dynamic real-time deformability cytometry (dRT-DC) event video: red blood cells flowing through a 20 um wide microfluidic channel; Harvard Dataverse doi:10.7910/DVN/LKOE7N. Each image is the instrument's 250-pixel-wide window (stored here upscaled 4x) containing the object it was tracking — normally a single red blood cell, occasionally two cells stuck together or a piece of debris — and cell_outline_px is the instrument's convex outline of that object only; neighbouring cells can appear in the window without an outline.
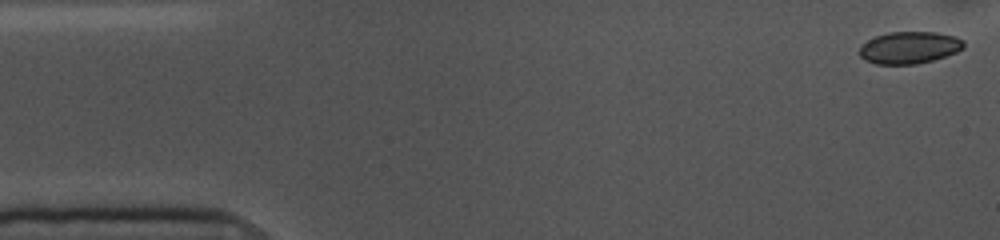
{"species": "common noctule bat (a hibernating species)", "species_latin": "Nyctalus noctula", "temperature_condition": "cold", "stored_images_in_passage": 54, "camera_frame_rate_fps": 3000, "um_per_image_px": 0.085, "animal": {"sex": "female", "body_mass_g": 10.0, "forearm_length_mm": 53.1}, "frame": {"image": 1, "passage_image": 1, "time_ms": 0.0, "image_size_px": [1000, 240], "cell_outline_px": [[964, 48], [956, 52], [932, 60], [916, 64], [876, 64], [864, 60], [860, 56], [860, 48], [868, 40], [876, 36], [888, 32], [936, 32], [956, 36], [964, 40]], "centroid_in_image_um": [77.31, 4.04], "position_along_channel_um": 7.7, "area_um2": 19.42}}
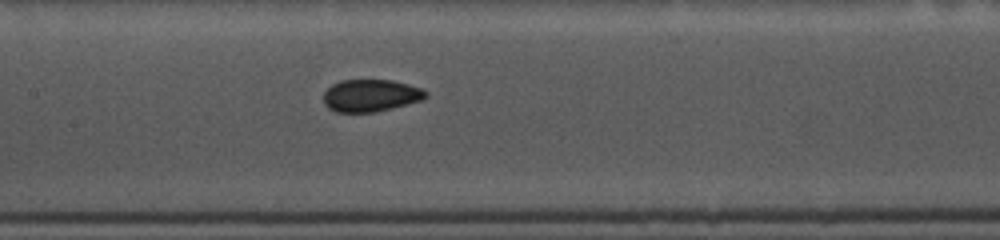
{"frame": {"image": 2, "passage_image": 24, "time_ms": 7.667, "image_size_px": [1000, 240], "cell_outline_px": [[428, 96], [424, 100], [376, 112], [336, 112], [328, 108], [324, 104], [324, 92], [332, 84], [340, 80], [392, 80], [424, 88], [428, 92]], "centroid_in_image_um": [31.55, 8.12], "position_along_channel_um": 175.9, "area_um2": 19.48}}
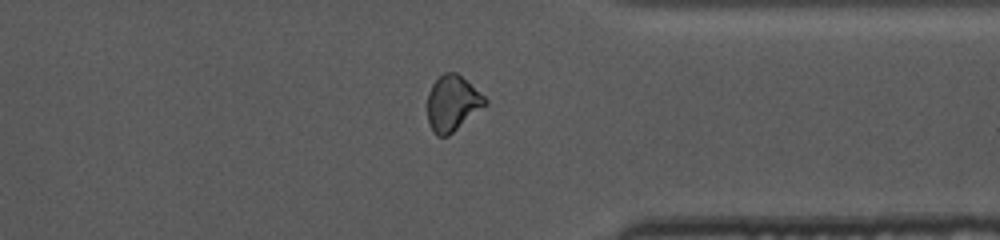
{"frame": {"image": 3, "passage_image": 41, "time_ms": 13.333, "image_size_px": [1000, 240], "cell_outline_px": [[488, 104], [448, 136], [436, 136], [428, 120], [428, 92], [432, 84], [444, 72], [456, 72], [480, 92], [488, 100]], "centroid_in_image_um": [38.47, 8.78], "position_along_channel_um": 372.9, "area_um2": 18.55}, "authors_computed_cell_mechanics": {"area_um2": 19.7965, "velocity_mm_per_s": 3.5998, "shape_relaxation_time_tau1_ms": 4.4071, "shape_relaxation_time_tau2_ms": 1.2191, "deformation_change_tau1": 0.0891, "deformation_change_tau2": 0.0589}}